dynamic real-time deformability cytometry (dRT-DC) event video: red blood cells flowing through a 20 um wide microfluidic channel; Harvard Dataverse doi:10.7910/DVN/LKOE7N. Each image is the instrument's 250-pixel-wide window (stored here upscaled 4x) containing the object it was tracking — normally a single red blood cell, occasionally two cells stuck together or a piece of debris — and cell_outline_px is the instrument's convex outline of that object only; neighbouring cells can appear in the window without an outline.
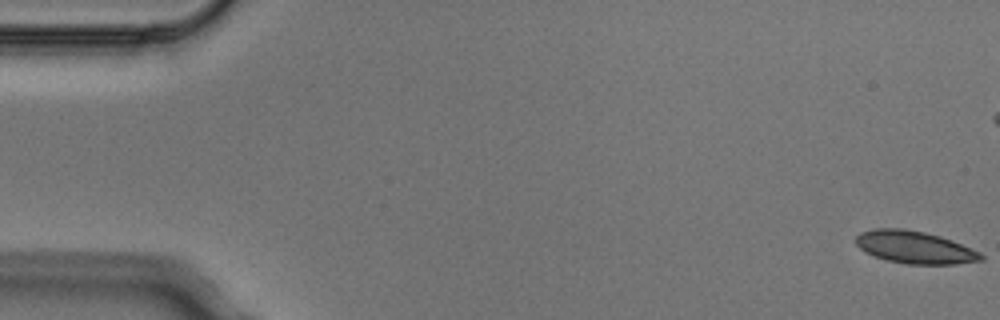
{"species": "Egyptian fruit bat (a non-hibernating species)", "species_latin": "Rousettus aegyptiacus", "temperature_condition": "cold", "stored_images_in_passage": 3, "camera_frame_rate_fps": 3000, "um_per_image_px": 0.085, "animal": {"sex": "male"}, "frame": {"image": 1, "passage_image": 1, "time_ms": 0.0, "image_size_px": [1000, 320], "cell_outline_px": [[984, 260], [956, 264], [908, 264], [888, 260], [864, 252], [856, 244], [856, 236], [860, 232], [876, 228], [900, 228], [924, 232], [940, 236], [952, 240], [980, 252], [984, 256]], "centroid_in_image_um": [77.76, 21.02], "position_along_channel_um": 7.2, "area_um2": 23.58}}